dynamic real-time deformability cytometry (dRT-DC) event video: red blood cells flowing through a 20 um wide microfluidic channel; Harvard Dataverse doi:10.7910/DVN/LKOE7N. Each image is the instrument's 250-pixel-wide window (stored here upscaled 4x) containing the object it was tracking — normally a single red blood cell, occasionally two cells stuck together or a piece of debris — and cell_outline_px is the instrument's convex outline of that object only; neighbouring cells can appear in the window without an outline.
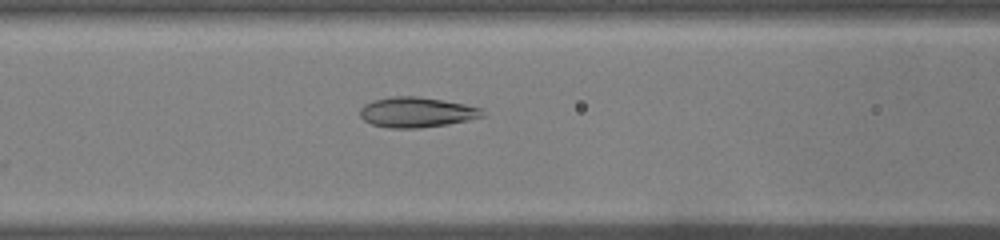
{"species": "common noctule bat (a hibernating species)", "species_latin": "Nyctalus noctula", "temperature_condition": "warm", "stored_images_in_passage": 12, "camera_frame_rate_fps": 3000, "um_per_image_px": 0.085, "animal": {"sex": "male", "body_mass_g": 19.0, "forearm_length_mm": 50.8}, "frame": {"image": 1, "passage_image": 6, "time_ms": 1.667, "image_size_px": [1000, 240], "cell_outline_px": [[484, 116], [468, 120], [448, 124], [420, 128], [388, 128], [372, 124], [364, 120], [360, 116], [360, 108], [364, 104], [372, 100], [392, 96], [416, 96], [444, 100], [484, 108]], "centroid_in_image_um": [35.41, 9.54], "position_along_channel_um": 131.2, "area_um2": 21.73}}
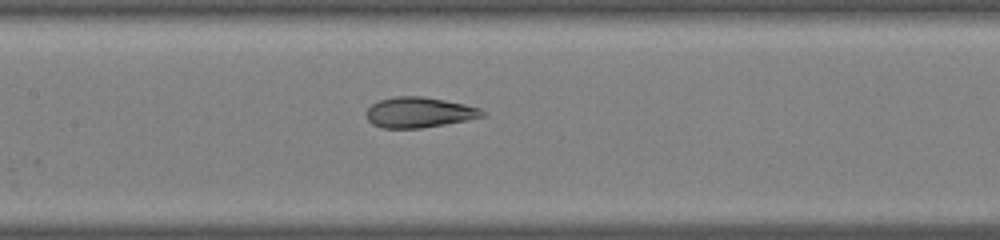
{"frame": {"image": 2, "passage_image": 9, "time_ms": 2.667, "image_size_px": [1000, 240], "cell_outline_px": [[488, 116], [468, 120], [420, 128], [384, 128], [372, 124], [368, 120], [364, 112], [372, 104], [380, 100], [396, 96], [420, 96], [444, 100], [464, 104], [480, 108]], "centroid_in_image_um": [35.62, 9.55], "position_along_channel_um": 171.8, "area_um2": 20.58}}
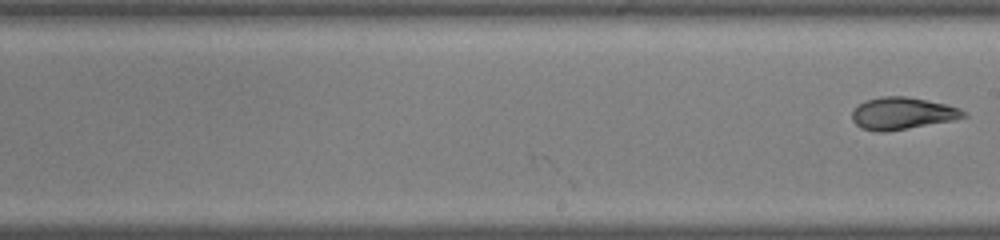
{"frame": {"image": 3, "passage_image": 12, "time_ms": 3.667, "image_size_px": [1000, 240], "cell_outline_px": [[968, 116], [952, 120], [908, 128], [884, 132], [876, 132], [860, 128], [852, 120], [852, 112], [860, 104], [868, 100], [880, 96], [904, 96], [944, 104], [960, 108], [968, 112]], "centroid_in_image_um": [76.69, 9.65], "position_along_channel_um": 212.3, "area_um2": 20.63}}